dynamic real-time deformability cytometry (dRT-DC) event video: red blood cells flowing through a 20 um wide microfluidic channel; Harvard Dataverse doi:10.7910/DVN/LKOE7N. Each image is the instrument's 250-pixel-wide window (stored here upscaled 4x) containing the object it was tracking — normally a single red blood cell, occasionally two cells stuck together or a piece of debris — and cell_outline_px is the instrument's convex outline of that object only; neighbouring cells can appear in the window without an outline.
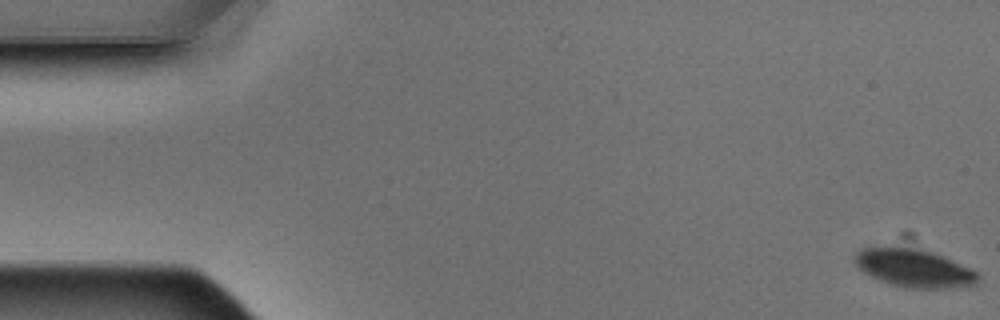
{"species": "Egyptian fruit bat (a non-hibernating species)", "species_latin": "Rousettus aegyptiacus", "temperature_condition": "warm", "stored_images_in_passage": 4, "camera_frame_rate_fps": 3000, "um_per_image_px": 0.085, "animal": {"sex": "male"}, "frame": {"image": 1, "passage_image": 1, "time_ms": 0.0, "image_size_px": [1000, 320], "cell_outline_px": [[980, 276], [976, 284], [948, 288], [904, 288], [880, 280], [856, 268], [856, 252], [860, 248], [884, 244], [888, 244], [932, 252], [968, 268], [976, 272]], "centroid_in_image_um": [77.6, 22.76], "position_along_channel_um": 7.4, "area_um2": 27.34}}
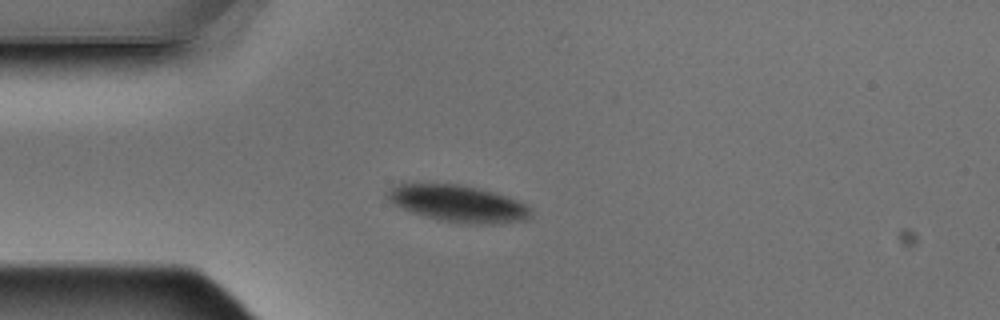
{"frame": {"image": 2, "passage_image": 4, "time_ms": 1.0, "image_size_px": [1000, 320], "cell_outline_px": [[532, 220], [492, 224], [460, 224], [436, 220], [412, 212], [392, 204], [384, 196], [384, 192], [396, 184], [460, 184], [492, 192], [516, 200], [532, 208]], "centroid_in_image_um": [38.93, 17.33], "position_along_channel_um": 46.1, "area_um2": 31.1}}